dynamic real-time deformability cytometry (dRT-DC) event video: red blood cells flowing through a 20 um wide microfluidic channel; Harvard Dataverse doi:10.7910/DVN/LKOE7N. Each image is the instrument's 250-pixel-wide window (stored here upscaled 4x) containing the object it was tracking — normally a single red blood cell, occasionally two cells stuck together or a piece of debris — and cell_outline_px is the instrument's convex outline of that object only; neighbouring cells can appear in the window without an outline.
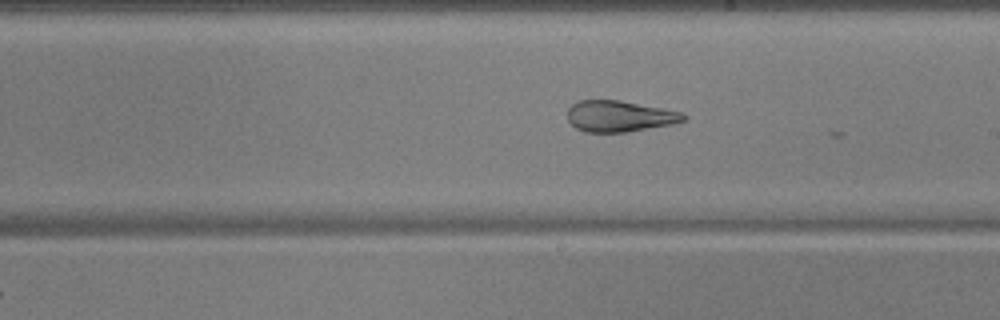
{"species": "common noctule bat (a hibernating species)", "species_latin": "Nyctalus noctula", "temperature_condition": "warm", "stored_images_in_passage": 34, "camera_frame_rate_fps": 3000, "um_per_image_px": 0.085, "animal": {"sex": "male", "body_mass_g": 17.9, "forearm_length_mm": 54.2}, "frame": {"image": 1, "passage_image": 30, "time_ms": 9.667, "image_size_px": [1000, 320], "cell_outline_px": [[688, 116], [684, 120], [672, 124], [624, 132], [584, 132], [576, 128], [568, 120], [568, 108], [576, 100], [620, 100], [684, 112]], "centroid_in_image_um": [52.65, 9.87], "position_along_channel_um": 236.3, "area_um2": 21.1}}
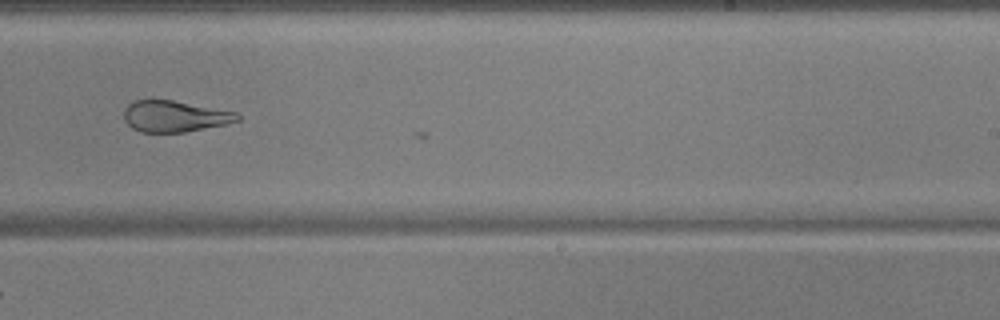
{"frame": {"image": 2, "passage_image": 33, "time_ms": 10.667, "image_size_px": [1000, 320], "cell_outline_px": [[240, 120], [224, 124], [184, 132], [140, 132], [132, 128], [124, 120], [124, 108], [132, 100], [172, 100], [236, 112], [240, 116]], "centroid_in_image_um": [14.8, 9.88], "position_along_channel_um": 274.2, "area_um2": 20.52}}